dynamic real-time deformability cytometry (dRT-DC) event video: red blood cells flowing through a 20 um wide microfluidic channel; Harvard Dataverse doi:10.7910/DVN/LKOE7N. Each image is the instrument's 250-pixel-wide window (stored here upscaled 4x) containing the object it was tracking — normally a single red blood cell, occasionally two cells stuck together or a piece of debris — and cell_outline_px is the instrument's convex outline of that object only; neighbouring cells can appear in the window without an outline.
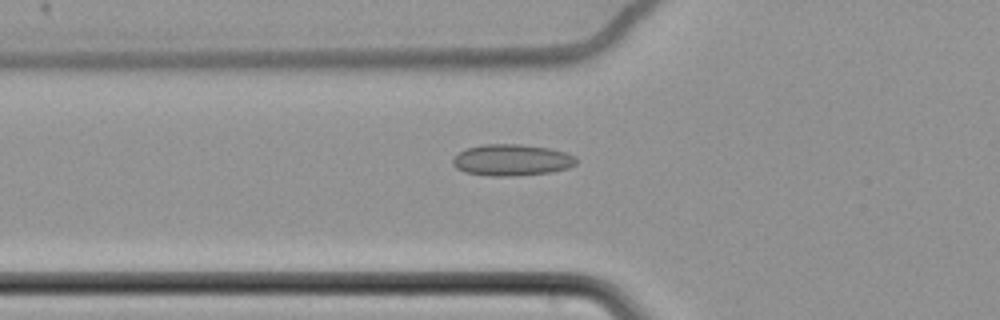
{"species": "common noctule bat (a hibernating species)", "species_latin": "Nyctalus noctula", "temperature_condition": "cold", "stored_images_in_passage": 49, "camera_frame_rate_fps": 3000, "um_per_image_px": 0.085, "animal": {"sex": "female", "body_mass_g": 22.7, "forearm_length_mm": 54.2}, "frame": {"image": 1, "passage_image": 11, "time_ms": 3.333, "image_size_px": [1000, 320], "cell_outline_px": [[576, 164], [568, 168], [552, 172], [512, 176], [492, 176], [464, 172], [456, 168], [452, 164], [452, 160], [460, 152], [468, 148], [484, 144], [520, 144], [548, 148], [564, 152], [576, 156]], "centroid_in_image_um": [43.51, 13.61], "position_along_channel_um": 82.3, "area_um2": 22.54}}
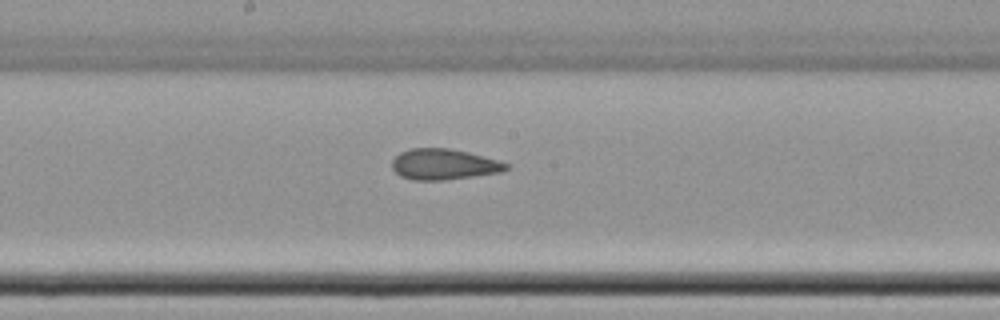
{"frame": {"image": 2, "passage_image": 22, "time_ms": 7.0, "image_size_px": [1000, 320], "cell_outline_px": [[512, 164], [508, 168], [500, 172], [444, 180], [412, 180], [400, 176], [392, 168], [392, 160], [400, 152], [408, 148], [448, 148], [468, 152], [484, 156]], "centroid_in_image_um": [37.72, 13.96], "position_along_channel_um": 210.5, "area_um2": 20.52}}
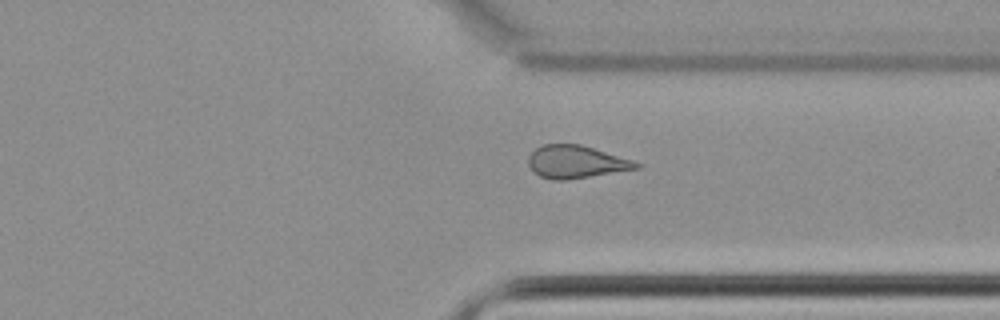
{"frame": {"image": 3, "passage_image": 35, "time_ms": 11.333, "image_size_px": [1000, 320], "cell_outline_px": [[640, 168], [564, 180], [552, 180], [540, 176], [528, 164], [528, 156], [536, 148], [544, 144], [580, 144], [632, 160], [640, 164]], "centroid_in_image_um": [48.94, 13.75], "position_along_channel_um": 362.5, "area_um2": 20.17}, "authors_computed_cell_mechanics": {"area_um2": 20.9814, "velocity_mm_per_s": 3.4956, "shape_relaxation_time_tau1_ms": null, "shape_relaxation_time_tau2_ms": 2.377, "deformation_change_tau1": null, "deformation_change_tau2": 0.0891}}